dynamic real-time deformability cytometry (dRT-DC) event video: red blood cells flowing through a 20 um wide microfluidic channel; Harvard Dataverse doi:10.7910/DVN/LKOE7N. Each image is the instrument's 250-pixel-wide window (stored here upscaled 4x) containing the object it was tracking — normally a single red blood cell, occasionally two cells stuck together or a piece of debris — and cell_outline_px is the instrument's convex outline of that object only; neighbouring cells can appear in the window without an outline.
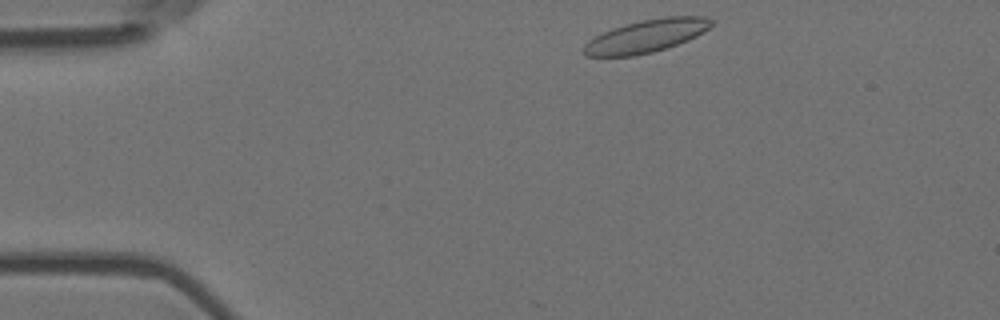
{"species": "Egyptian fruit bat (a non-hibernating species)", "species_latin": "Rousettus aegyptiacus", "temperature_condition": "room temperature", "stored_images_in_passage": 3, "camera_frame_rate_fps": 3000, "um_per_image_px": 0.085, "animal": {"sex": "female"}, "frame": {"image": 1, "passage_image": 1, "time_ms": 0.0, "image_size_px": [1000, 320], "cell_outline_px": [[716, 20], [704, 32], [688, 40], [652, 52], [636, 56], [584, 56], [584, 44], [588, 40], [612, 28], [644, 20], [664, 16], [704, 16]], "centroid_in_image_um": [54.96, 3.06], "position_along_channel_um": 30.0, "area_um2": 24.22}}